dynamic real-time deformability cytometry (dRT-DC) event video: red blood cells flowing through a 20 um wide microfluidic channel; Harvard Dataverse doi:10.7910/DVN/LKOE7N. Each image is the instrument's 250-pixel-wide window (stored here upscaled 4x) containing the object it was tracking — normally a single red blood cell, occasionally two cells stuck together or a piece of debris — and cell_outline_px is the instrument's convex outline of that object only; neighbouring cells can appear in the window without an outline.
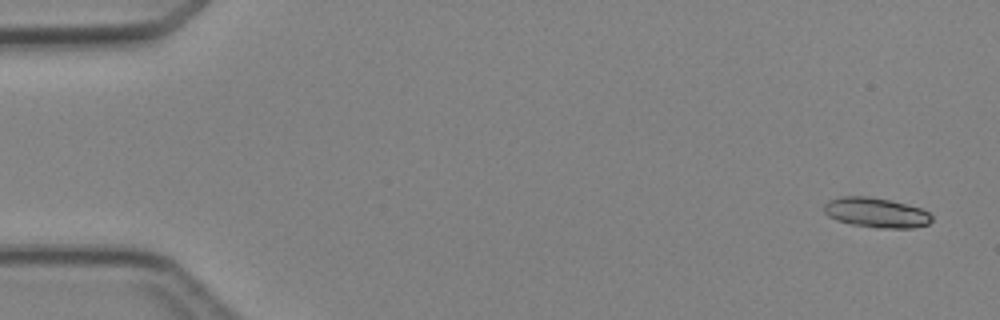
{"species": "Egyptian fruit bat (a non-hibernating species)", "species_latin": "Rousettus aegyptiacus", "temperature_condition": "cold", "stored_images_in_passage": 5, "camera_frame_rate_fps": 3000, "um_per_image_px": 0.085, "animal": {"sex": "female"}, "frame": {"image": 1, "passage_image": 1, "time_ms": 0.0, "image_size_px": [1000, 320], "cell_outline_px": [[932, 220], [928, 224], [912, 228], [876, 228], [852, 224], [836, 220], [828, 216], [824, 212], [824, 204], [828, 200], [840, 196], [868, 196], [892, 200], [920, 208], [928, 212], [932, 216]], "centroid_in_image_um": [74.45, 18.07], "position_along_channel_um": 10.5, "area_um2": 18.9}}
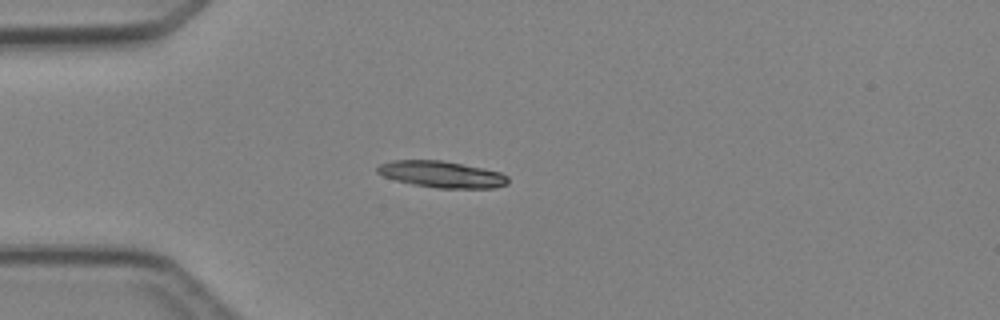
{"frame": {"image": 2, "passage_image": 4, "time_ms": 3.667, "image_size_px": [1000, 320], "cell_outline_px": [[508, 184], [496, 188], [436, 188], [396, 180], [384, 176], [376, 172], [376, 168], [380, 164], [392, 160], [440, 160], [484, 168], [500, 172], [508, 176]], "centroid_in_image_um": [37.57, 14.81], "position_along_channel_um": 47.4, "area_um2": 20.11}}